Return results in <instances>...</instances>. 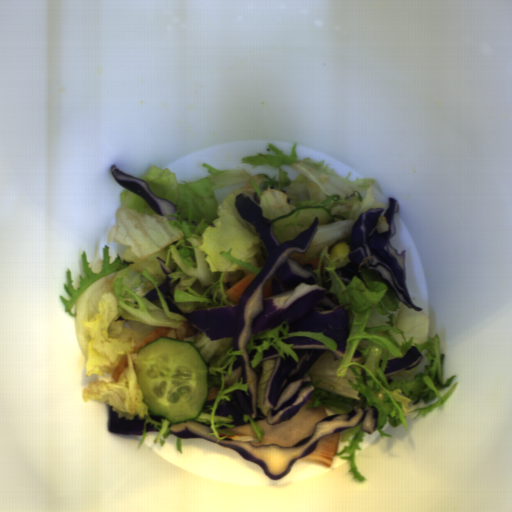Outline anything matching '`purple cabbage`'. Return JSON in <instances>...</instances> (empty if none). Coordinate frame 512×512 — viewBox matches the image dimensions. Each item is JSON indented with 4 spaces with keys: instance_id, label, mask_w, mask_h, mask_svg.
<instances>
[{
    "instance_id": "purple-cabbage-1",
    "label": "purple cabbage",
    "mask_w": 512,
    "mask_h": 512,
    "mask_svg": "<svg viewBox=\"0 0 512 512\" xmlns=\"http://www.w3.org/2000/svg\"><path fill=\"white\" fill-rule=\"evenodd\" d=\"M260 202L261 197L256 192L253 198L241 192L234 200L242 220L254 226L265 259L264 267L245 288L238 303L183 312L174 301L175 290L181 279L179 277L171 282L172 277H169L177 270L168 267L164 259L156 258L165 274L158 287L169 311L186 318L192 327L212 341L233 338L231 347L234 351L242 352L235 355L231 377L225 374L224 385L229 388L237 378L240 380L242 377V384H248L247 392L238 389L232 391V399L218 404L215 410V416L232 415L234 421L228 424L235 427L251 424L249 420L244 422V415L252 417L254 422L266 420L267 425L295 417L315 391L309 375L313 364L325 351H332L337 359H343L351 335L349 312L345 305L340 304L336 294L330 293L332 281L328 280V272H320L319 285L313 264L305 263L302 266L290 257L294 252L306 255L319 227L318 216L294 240L280 243L274 233L273 220L263 215ZM273 274L282 283L272 280L273 296L264 299L265 282ZM282 322L289 324L288 333L322 332L325 336H331L337 343V351L333 352L317 339L293 336L282 340L294 344L292 348L299 359L298 363L287 353H284L286 358L283 359L273 346H269L263 360L252 369L250 361L257 349L247 354L246 345L250 336L272 329ZM267 359L276 362L264 395V404L270 411L268 416H264L257 408V384L264 360Z\"/></svg>"
},
{
    "instance_id": "purple-cabbage-2",
    "label": "purple cabbage",
    "mask_w": 512,
    "mask_h": 512,
    "mask_svg": "<svg viewBox=\"0 0 512 512\" xmlns=\"http://www.w3.org/2000/svg\"><path fill=\"white\" fill-rule=\"evenodd\" d=\"M399 210L398 201L389 197L386 211L384 208H371L360 213L351 227L348 243L351 250L347 256L349 262L344 266L337 267L334 272L345 287L354 277H357L367 288L368 285L362 276L361 269L366 268L375 272L381 276L400 302L416 312H422L423 308L414 304L407 289L406 250L398 253V249L393 248L390 243V239L396 233L393 218ZM384 211L383 216L388 230L379 233L376 227Z\"/></svg>"
},
{
    "instance_id": "purple-cabbage-3",
    "label": "purple cabbage",
    "mask_w": 512,
    "mask_h": 512,
    "mask_svg": "<svg viewBox=\"0 0 512 512\" xmlns=\"http://www.w3.org/2000/svg\"><path fill=\"white\" fill-rule=\"evenodd\" d=\"M378 418L375 405H368L367 409L354 406L347 414L327 416L315 424L310 436L292 447L272 444L255 446L248 440L229 439L221 440L218 445L235 450L245 460L256 463L268 478L280 480L290 472L298 460L313 452L324 436L340 433L346 428H354L360 422L362 431L372 435L378 427Z\"/></svg>"
},
{
    "instance_id": "purple-cabbage-4",
    "label": "purple cabbage",
    "mask_w": 512,
    "mask_h": 512,
    "mask_svg": "<svg viewBox=\"0 0 512 512\" xmlns=\"http://www.w3.org/2000/svg\"><path fill=\"white\" fill-rule=\"evenodd\" d=\"M110 174L119 185L134 194L140 195L156 213L165 216L168 221L173 222L178 219V217L168 216L176 213L175 205L166 199L156 196L146 181L121 171L115 164L111 166Z\"/></svg>"
},
{
    "instance_id": "purple-cabbage-5",
    "label": "purple cabbage",
    "mask_w": 512,
    "mask_h": 512,
    "mask_svg": "<svg viewBox=\"0 0 512 512\" xmlns=\"http://www.w3.org/2000/svg\"><path fill=\"white\" fill-rule=\"evenodd\" d=\"M146 419L140 418L137 414L133 419H127L126 416H119L117 411H113L112 406L108 405V430L112 434L140 435L143 436V429Z\"/></svg>"
},
{
    "instance_id": "purple-cabbage-6",
    "label": "purple cabbage",
    "mask_w": 512,
    "mask_h": 512,
    "mask_svg": "<svg viewBox=\"0 0 512 512\" xmlns=\"http://www.w3.org/2000/svg\"><path fill=\"white\" fill-rule=\"evenodd\" d=\"M169 431L180 439H205L214 443L218 440L214 435H210L213 432L210 426L195 420L173 423Z\"/></svg>"
},
{
    "instance_id": "purple-cabbage-7",
    "label": "purple cabbage",
    "mask_w": 512,
    "mask_h": 512,
    "mask_svg": "<svg viewBox=\"0 0 512 512\" xmlns=\"http://www.w3.org/2000/svg\"><path fill=\"white\" fill-rule=\"evenodd\" d=\"M423 359L424 355L420 353L415 345H412L407 350L403 358L388 360L383 372L387 378L388 384L390 385L393 382V379H391L392 377L404 370H412L416 368L421 364Z\"/></svg>"
},
{
    "instance_id": "purple-cabbage-8",
    "label": "purple cabbage",
    "mask_w": 512,
    "mask_h": 512,
    "mask_svg": "<svg viewBox=\"0 0 512 512\" xmlns=\"http://www.w3.org/2000/svg\"><path fill=\"white\" fill-rule=\"evenodd\" d=\"M147 300L152 302L153 304L160 301V296L158 295L156 288L149 291L147 294L144 295Z\"/></svg>"
},
{
    "instance_id": "purple-cabbage-9",
    "label": "purple cabbage",
    "mask_w": 512,
    "mask_h": 512,
    "mask_svg": "<svg viewBox=\"0 0 512 512\" xmlns=\"http://www.w3.org/2000/svg\"><path fill=\"white\" fill-rule=\"evenodd\" d=\"M150 432H157V433H160V430L156 429L154 427V424L148 422L145 426V433H150Z\"/></svg>"
},
{
    "instance_id": "purple-cabbage-10",
    "label": "purple cabbage",
    "mask_w": 512,
    "mask_h": 512,
    "mask_svg": "<svg viewBox=\"0 0 512 512\" xmlns=\"http://www.w3.org/2000/svg\"><path fill=\"white\" fill-rule=\"evenodd\" d=\"M361 358H363L362 353L356 349V351H355V353H354V355H353V357H352V359H351V361H350V362L358 361V360H360Z\"/></svg>"
},
{
    "instance_id": "purple-cabbage-11",
    "label": "purple cabbage",
    "mask_w": 512,
    "mask_h": 512,
    "mask_svg": "<svg viewBox=\"0 0 512 512\" xmlns=\"http://www.w3.org/2000/svg\"><path fill=\"white\" fill-rule=\"evenodd\" d=\"M149 417L152 418L156 423H161V419H166L164 416L161 415H152L148 412Z\"/></svg>"
}]
</instances>
